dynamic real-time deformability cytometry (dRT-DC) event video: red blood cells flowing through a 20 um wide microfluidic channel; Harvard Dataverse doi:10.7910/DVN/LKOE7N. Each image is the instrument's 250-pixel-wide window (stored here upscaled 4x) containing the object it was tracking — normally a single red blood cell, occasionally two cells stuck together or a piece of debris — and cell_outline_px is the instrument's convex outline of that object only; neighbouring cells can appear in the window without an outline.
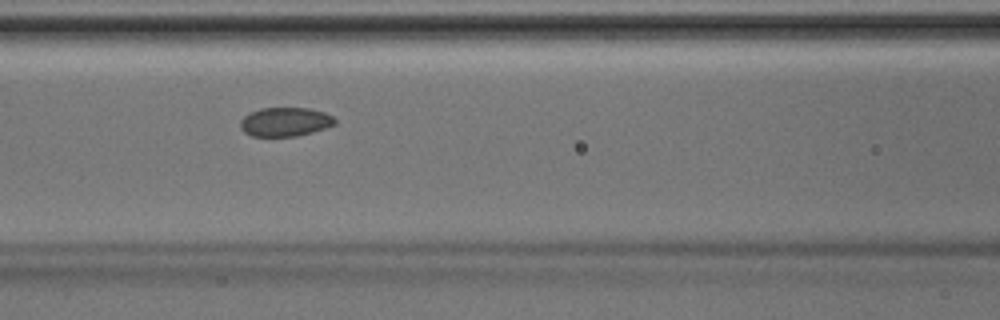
{"species": "Egyptian fruit bat (a non-hibernating species)", "species_latin": "Rousettus aegyptiacus", "temperature_condition": "room temperature", "stored_images_in_passage": 26, "camera_frame_rate_fps": 3000, "um_per_image_px": 0.085, "animal": {"sex": "male"}, "frame": {"image": 1, "passage_image": 8, "time_ms": 2.333, "image_size_px": [1000, 320], "cell_outline_px": [[336, 124], [312, 132], [296, 136], [252, 136], [244, 132], [240, 128], [240, 120], [248, 112], [260, 108], [308, 108], [324, 112], [332, 116], [336, 120]], "centroid_in_image_um": [24.21, 10.35], "position_along_channel_um": 142.4, "area_um2": 16.01}}
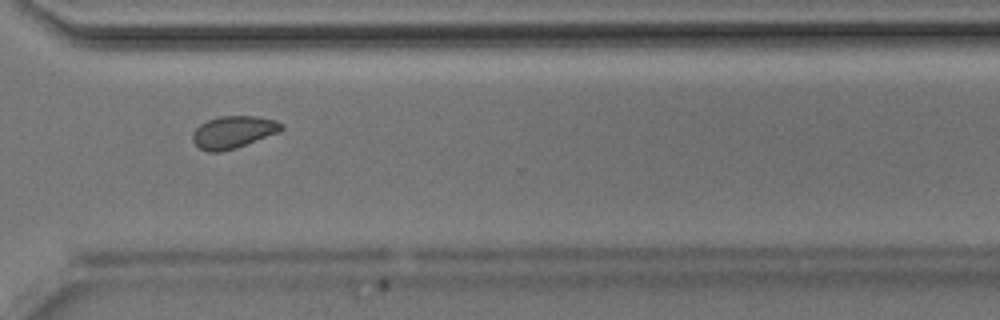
{"frame": {"image": 2, "passage_image": 22, "time_ms": 7.0, "image_size_px": [1000, 320], "cell_outline_px": [[284, 128], [280, 132], [236, 148], [220, 152], [208, 152], [200, 148], [192, 140], [192, 132], [200, 124], [208, 120], [220, 116], [256, 116], [276, 120], [284, 124]], "centroid_in_image_um": [19.85, 11.22], "position_along_channel_um": 350.8, "area_um2": 16.82}}